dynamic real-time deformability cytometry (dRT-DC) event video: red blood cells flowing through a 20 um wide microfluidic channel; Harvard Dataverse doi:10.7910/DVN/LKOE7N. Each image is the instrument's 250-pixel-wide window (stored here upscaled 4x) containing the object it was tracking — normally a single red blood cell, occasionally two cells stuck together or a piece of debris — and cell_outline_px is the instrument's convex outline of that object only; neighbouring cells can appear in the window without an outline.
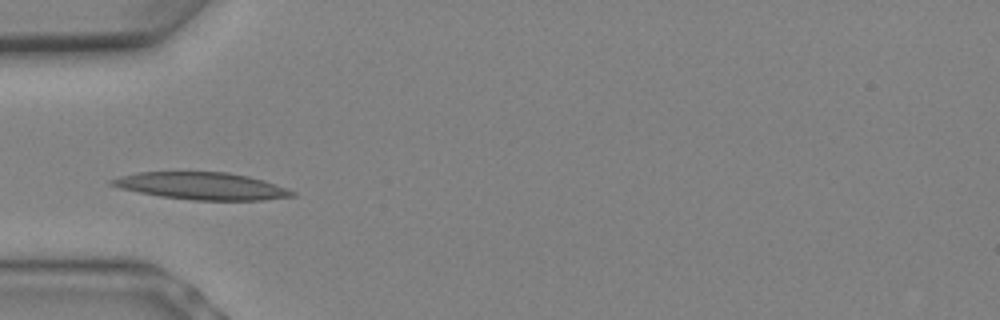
{"species": "Egyptian fruit bat (a non-hibernating species)", "species_latin": "Rousettus aegyptiacus", "temperature_condition": "warm", "stored_images_in_passage": 7, "camera_frame_rate_fps": 3000, "um_per_image_px": 0.085, "animal": {"sex": "female"}, "frame": {"image": 1, "passage_image": 6, "time_ms": 1.667, "image_size_px": [1000, 320], "cell_outline_px": [[296, 196], [260, 200], [192, 200], [160, 196], [120, 188], [108, 184], [108, 180], [120, 176], [136, 172], [228, 172], [248, 176], [264, 180], [288, 188], [296, 192]], "centroid_in_image_um": [17.15, 15.8], "position_along_channel_um": 67.8, "area_um2": 28.67}}